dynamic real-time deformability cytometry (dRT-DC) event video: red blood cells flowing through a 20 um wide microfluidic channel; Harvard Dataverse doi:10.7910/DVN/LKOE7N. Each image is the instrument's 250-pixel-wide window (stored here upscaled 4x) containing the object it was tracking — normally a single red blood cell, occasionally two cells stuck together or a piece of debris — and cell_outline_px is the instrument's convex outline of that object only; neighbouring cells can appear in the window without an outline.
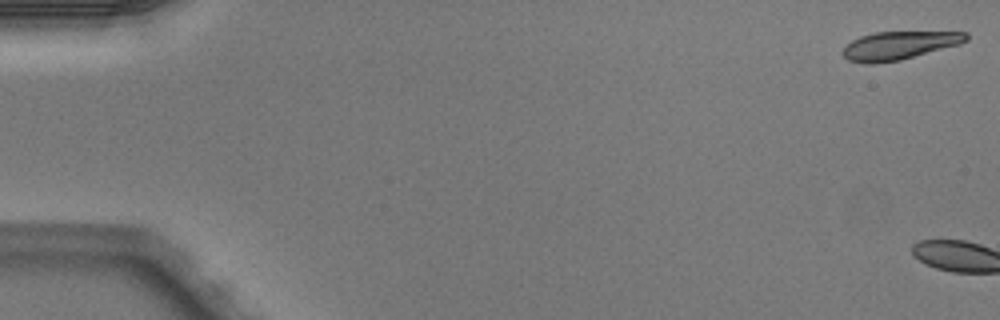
{"species": "Egyptian fruit bat (a non-hibernating species)", "species_latin": "Rousettus aegyptiacus", "temperature_condition": "warm", "stored_images_in_passage": 5, "camera_frame_rate_fps": 3000, "um_per_image_px": 0.085, "animal": {"sex": "male"}, "frame": {"image": 1, "passage_image": 1, "time_ms": 0.0, "image_size_px": [1000, 320], "cell_outline_px": [[968, 40], [960, 44], [900, 60], [872, 64], [864, 64], [848, 60], [840, 52], [852, 40], [860, 36], [872, 32], [968, 32]], "centroid_in_image_um": [76.4, 3.87], "position_along_channel_um": 8.6, "area_um2": 20.29}}
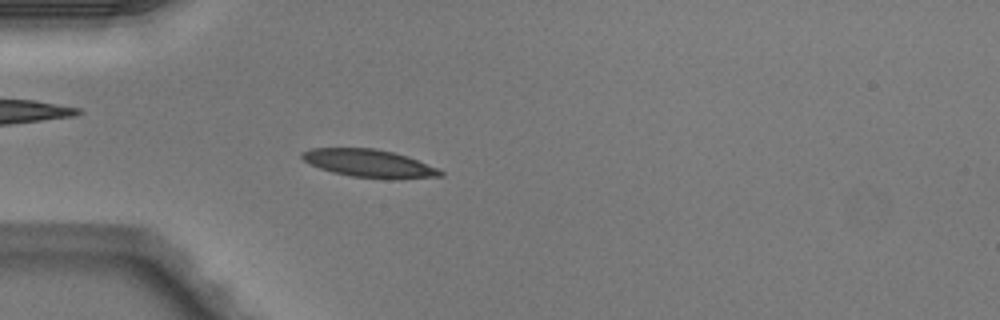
{"frame": {"image": 2, "passage_image": 5, "time_ms": 1.333, "image_size_px": [1000, 320], "cell_outline_px": [[444, 176], [396, 180], [388, 180], [352, 176], [332, 172], [320, 168], [304, 160], [300, 156], [300, 152], [312, 148], [376, 148], [408, 156], [436, 168], [444, 172]], "centroid_in_image_um": [31.41, 13.9], "position_along_channel_um": 53.6, "area_um2": 22.66}}